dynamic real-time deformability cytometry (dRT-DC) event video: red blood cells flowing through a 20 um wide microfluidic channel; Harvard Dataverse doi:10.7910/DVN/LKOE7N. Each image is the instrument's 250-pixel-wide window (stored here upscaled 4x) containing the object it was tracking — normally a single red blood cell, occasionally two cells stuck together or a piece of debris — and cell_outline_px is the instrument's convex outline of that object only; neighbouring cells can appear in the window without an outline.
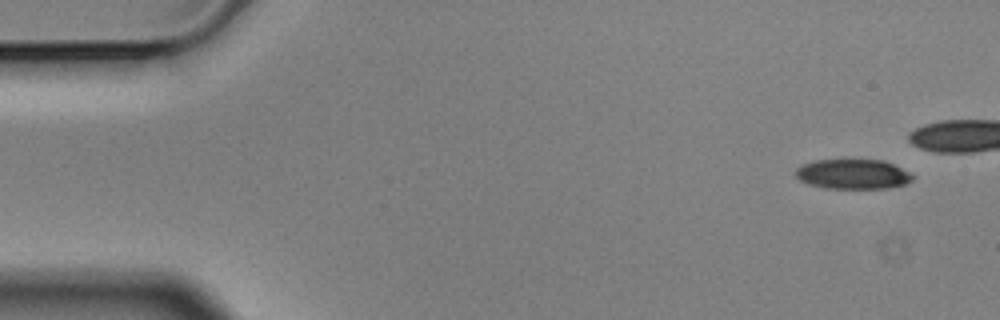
{"species": "Egyptian fruit bat (a non-hibernating species)", "species_latin": "Rousettus aegyptiacus", "temperature_condition": "cold", "stored_images_in_passage": 7, "camera_frame_rate_fps": 3000, "um_per_image_px": 0.085, "animal": {"sex": "male"}, "frame": {"image": 1, "passage_image": 1, "time_ms": 0.0, "image_size_px": [1000, 320], "cell_outline_px": [[912, 180], [904, 184], [888, 188], [824, 188], [808, 184], [800, 180], [796, 176], [796, 168], [804, 164], [816, 160], [884, 160], [908, 172], [912, 176]], "centroid_in_image_um": [72.46, 14.8], "position_along_channel_um": 12.5, "area_um2": 20.06}}
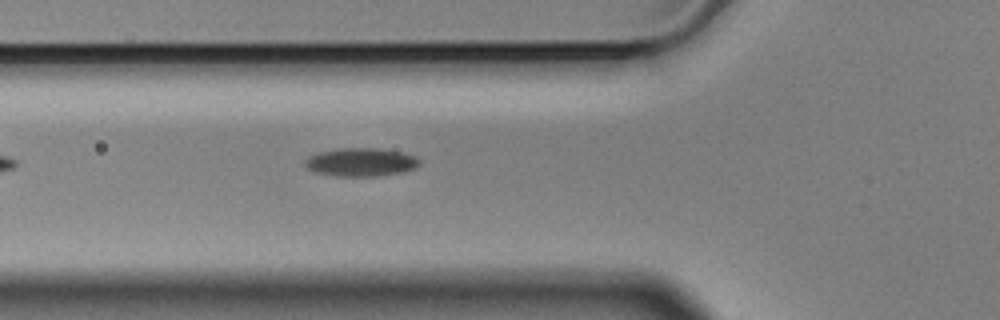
{"frame": {"image": 2, "passage_image": 7, "time_ms": 2.0, "image_size_px": [1000, 320], "cell_outline_px": [[420, 164], [416, 168], [400, 172], [376, 176], [336, 176], [316, 172], [308, 168], [304, 164], [304, 160], [308, 156], [320, 152], [336, 148], [380, 148], [400, 152], [416, 156], [420, 160]], "centroid_in_image_um": [30.67, 13.77], "position_along_channel_um": 95.1, "area_um2": 18.9}}